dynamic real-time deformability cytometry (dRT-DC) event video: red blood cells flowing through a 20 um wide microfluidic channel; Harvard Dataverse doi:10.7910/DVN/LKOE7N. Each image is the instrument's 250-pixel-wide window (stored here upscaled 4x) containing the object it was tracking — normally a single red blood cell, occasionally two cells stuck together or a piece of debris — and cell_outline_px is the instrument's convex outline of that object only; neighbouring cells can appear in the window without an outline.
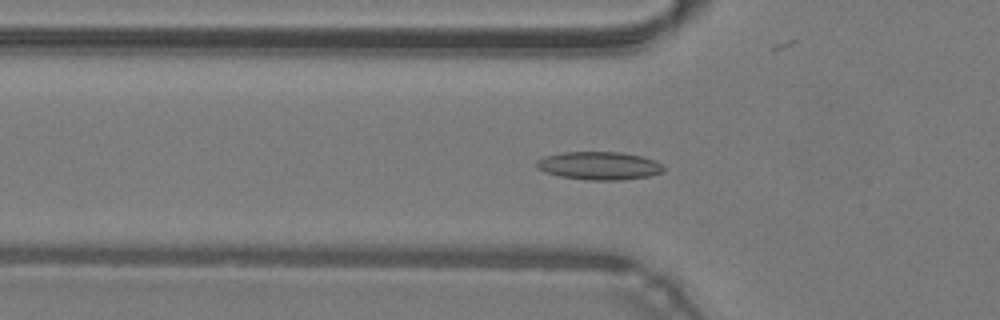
{"species": "common noctule bat (a hibernating species)", "species_latin": "Nyctalus noctula", "temperature_condition": "warm", "stored_images_in_passage": 49, "camera_frame_rate_fps": 3000, "um_per_image_px": 0.085, "animal": {"sex": "male", "body_mass_g": 19.2, "forearm_length_mm": 51.8}, "frame": {"image": 1, "passage_image": 17, "time_ms": 5.333, "image_size_px": [1000, 320], "cell_outline_px": [[664, 172], [648, 176], [620, 180], [588, 180], [560, 176], [544, 172], [536, 168], [536, 160], [544, 156], [560, 152], [620, 152], [644, 156], [656, 160], [664, 168]], "centroid_in_image_um": [50.91, 14.08], "position_along_channel_um": 74.9, "area_um2": 20.98}}
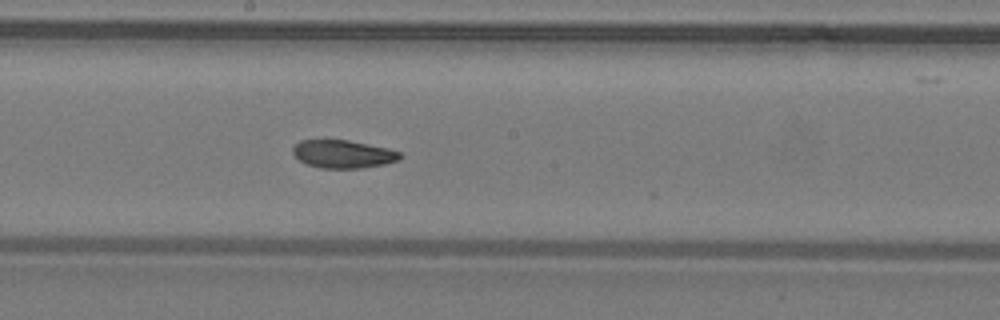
{"frame": {"image": 2, "passage_image": 27, "time_ms": 8.667, "image_size_px": [1000, 320], "cell_outline_px": [[400, 160], [384, 164], [360, 168], [320, 168], [308, 164], [300, 160], [292, 152], [292, 148], [300, 140], [324, 136], [348, 140], [388, 148], [400, 152]], "centroid_in_image_um": [29.1, 13.04], "position_along_channel_um": 219.1, "area_um2": 18.03}}
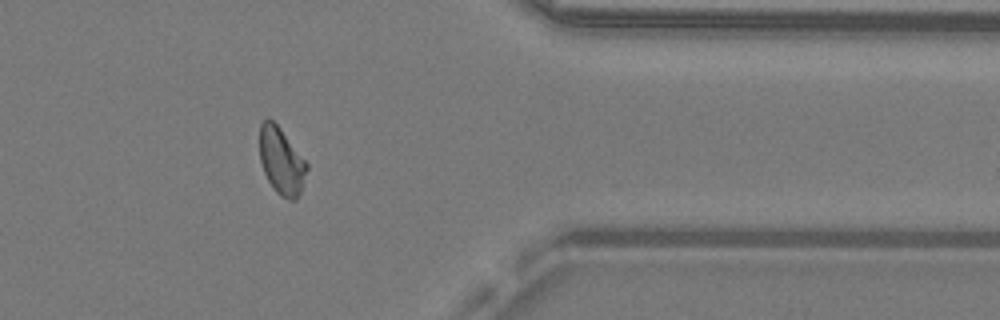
{"frame": {"image": 3, "passage_image": 40, "time_ms": 13.0, "image_size_px": [1000, 320], "cell_outline_px": [[308, 168], [300, 192], [296, 200], [288, 200], [280, 196], [276, 192], [268, 180], [264, 172], [260, 160], [260, 124], [268, 116], [280, 128], [308, 164]], "centroid_in_image_um": [23.91, 13.7], "position_along_channel_um": 387.5, "area_um2": 18.26}, "authors_computed_cell_mechanics": {"area_um2": 18.7272, "velocity_mm_per_s": 4.3134, "shape_relaxation_time_tau1_ms": null, "shape_relaxation_time_tau2_ms": 4.3171, "deformation_change_tau1": null, "deformation_change_tau2": 0.104}}